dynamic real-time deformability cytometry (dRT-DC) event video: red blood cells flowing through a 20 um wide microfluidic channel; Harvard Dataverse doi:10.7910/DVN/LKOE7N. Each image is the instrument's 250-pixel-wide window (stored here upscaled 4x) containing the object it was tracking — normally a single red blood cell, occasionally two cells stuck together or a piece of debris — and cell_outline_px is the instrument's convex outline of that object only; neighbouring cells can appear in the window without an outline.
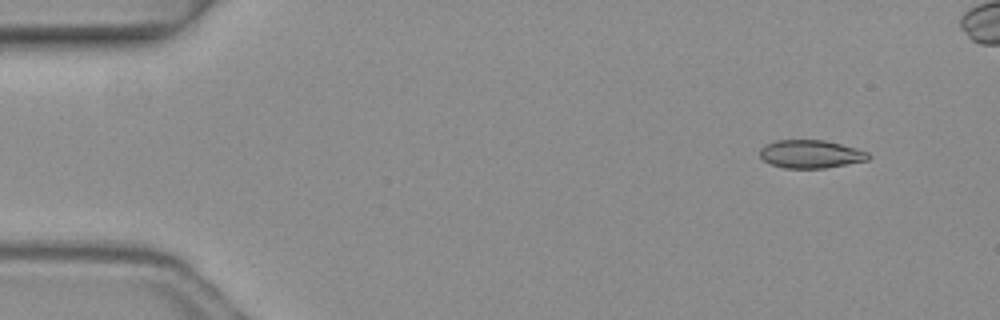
{"species": "common noctule bat (a hibernating species)", "species_latin": "Nyctalus noctula", "temperature_condition": "warm", "stored_images_in_passage": 6, "camera_frame_rate_fps": 3000, "um_per_image_px": 0.085, "animal": {"sex": "female", "body_mass_g": 19.3, "forearm_length_mm": 54.1}, "frame": {"image": 1, "passage_image": 2, "time_ms": 0.333, "image_size_px": [1000, 320], "cell_outline_px": [[872, 156], [868, 160], [824, 168], [784, 168], [772, 164], [764, 160], [760, 156], [760, 148], [764, 144], [776, 140], [824, 140], [856, 148], [868, 152]], "centroid_in_image_um": [68.9, 13.09], "position_along_channel_um": 16.1, "area_um2": 17.74}}
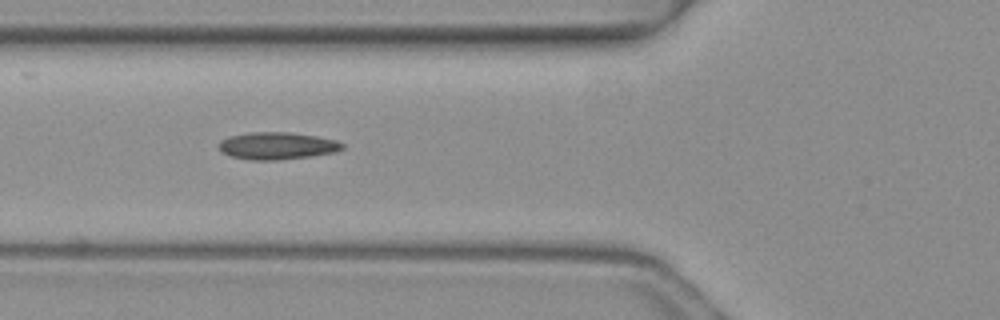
{"frame": {"image": 2, "passage_image": 6, "time_ms": 1.667, "image_size_px": [1000, 320], "cell_outline_px": [[344, 148], [336, 152], [280, 160], [248, 160], [232, 156], [220, 152], [220, 140], [228, 136], [248, 132], [288, 132], [316, 136], [336, 140], [344, 144]], "centroid_in_image_um": [23.54, 12.39], "position_along_channel_um": 102.3, "area_um2": 19.65}}